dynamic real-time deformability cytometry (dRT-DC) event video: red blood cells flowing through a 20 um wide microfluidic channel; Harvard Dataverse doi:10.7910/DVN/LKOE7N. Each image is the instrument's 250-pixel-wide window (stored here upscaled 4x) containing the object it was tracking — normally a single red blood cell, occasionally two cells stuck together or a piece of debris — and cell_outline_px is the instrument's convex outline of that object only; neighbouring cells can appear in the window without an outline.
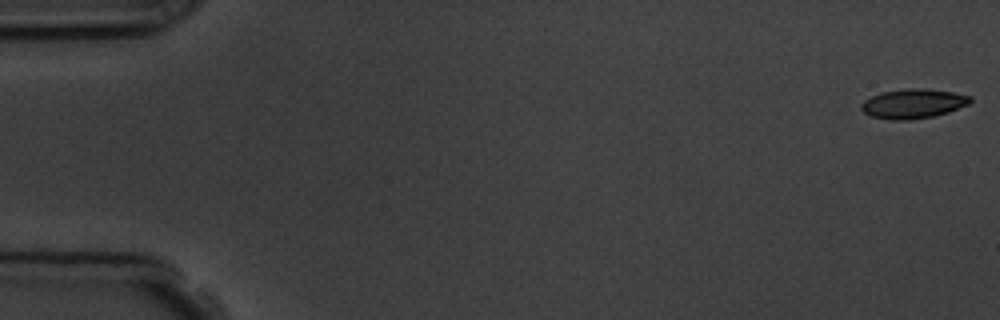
{"species": "common noctule bat (a hibernating species)", "species_latin": "Nyctalus noctula", "temperature_condition": "room temperature", "stored_images_in_passage": 6, "camera_frame_rate_fps": 3000, "um_per_image_px": 0.085, "animal": {"sex": "male", "body_mass_g": 19.5, "forearm_length_mm": 54.6}, "frame": {"image": 1, "passage_image": 1, "time_ms": 0.0, "image_size_px": [1000, 320], "cell_outline_px": [[972, 100], [968, 104], [948, 112], [932, 116], [908, 120], [888, 120], [872, 116], [864, 112], [860, 108], [860, 104], [864, 100], [872, 96], [884, 92], [908, 88], [924, 88], [952, 92], [972, 96]], "centroid_in_image_um": [77.61, 8.81], "position_along_channel_um": 7.4, "area_um2": 18.61}}
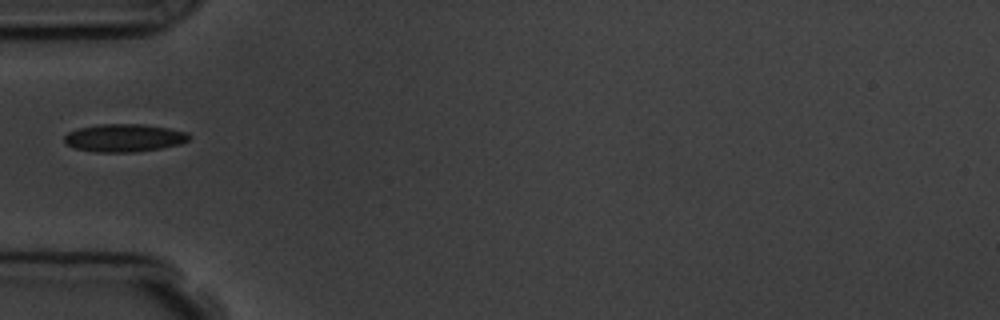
{"frame": {"image": 2, "passage_image": 5, "time_ms": 5.667, "image_size_px": [1000, 320], "cell_outline_px": [[192, 136], [188, 140], [180, 144], [160, 148], [136, 152], [96, 152], [76, 148], [64, 144], [64, 136], [68, 132], [76, 128], [100, 124], [144, 124], [168, 128], [188, 132]], "centroid_in_image_um": [10.55, 11.71], "position_along_channel_um": 74.5, "area_um2": 20.4}}
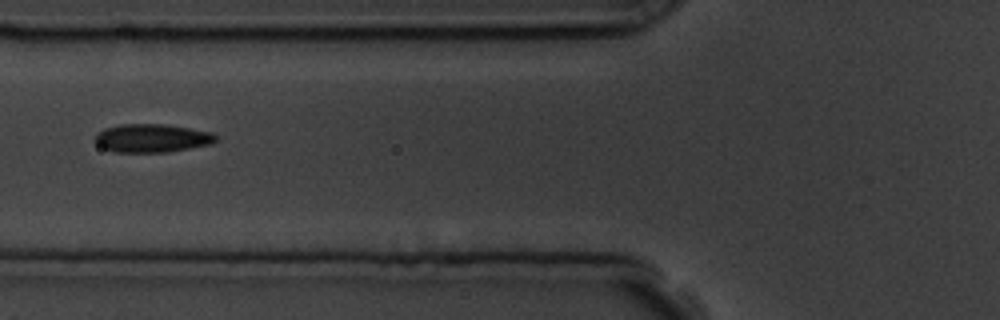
{"frame": {"image": 3, "passage_image": 6, "time_ms": 6.667, "image_size_px": [1000, 320], "cell_outline_px": [[216, 140], [212, 144], [168, 152], [112, 152], [96, 144], [96, 132], [104, 128], [120, 124], [164, 124], [212, 132], [216, 136]], "centroid_in_image_um": [12.89, 11.74], "position_along_channel_um": 112.9, "area_um2": 20.0}}